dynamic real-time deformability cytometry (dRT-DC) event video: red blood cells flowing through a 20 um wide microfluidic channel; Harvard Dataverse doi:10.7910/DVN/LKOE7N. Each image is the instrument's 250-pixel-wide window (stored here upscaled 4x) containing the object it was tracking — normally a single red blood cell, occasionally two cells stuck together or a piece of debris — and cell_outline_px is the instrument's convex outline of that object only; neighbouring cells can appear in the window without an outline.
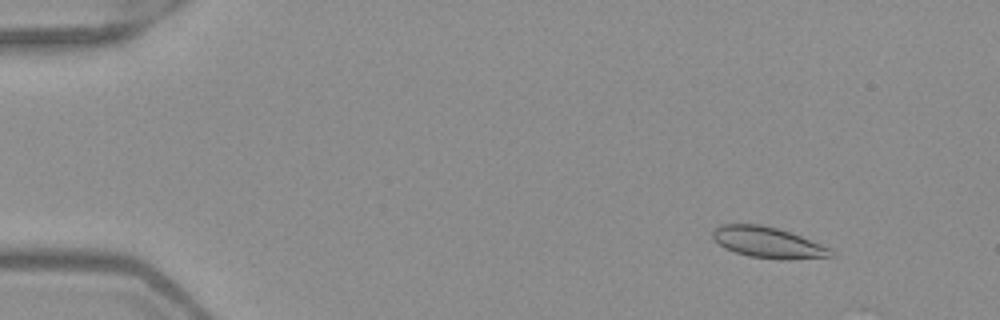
{"species": "Egyptian fruit bat (a non-hibernating species)", "species_latin": "Rousettus aegyptiacus", "temperature_condition": "warm", "stored_images_in_passage": 32, "camera_frame_rate_fps": 3000, "um_per_image_px": 0.085, "frame": {"image": 1, "passage_image": 5, "time_ms": 1.333, "image_size_px": [1000, 320], "cell_outline_px": [[836, 256], [788, 260], [784, 260], [748, 256], [724, 248], [712, 236], [712, 232], [720, 224], [760, 224], [776, 228], [800, 236], [832, 248], [836, 252]], "centroid_in_image_um": [65.33, 20.62], "position_along_channel_um": 19.7, "area_um2": 21.33}}
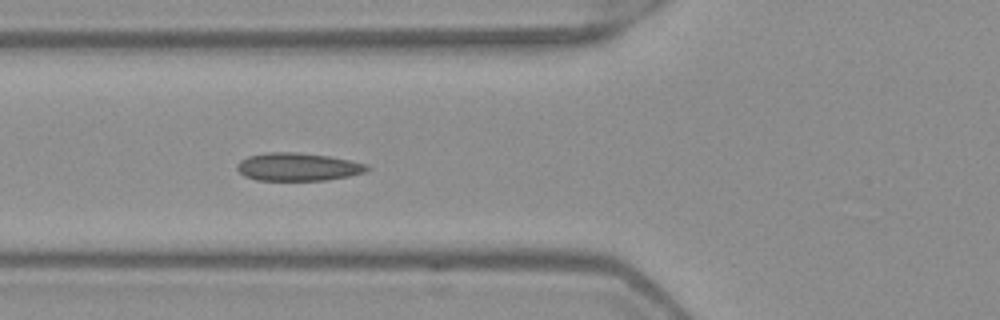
{"frame": {"image": 2, "passage_image": 19, "time_ms": 6.0, "image_size_px": [1000, 320], "cell_outline_px": [[372, 168], [364, 172], [348, 176], [324, 180], [256, 180], [244, 176], [236, 168], [236, 164], [240, 160], [248, 156], [268, 152], [300, 152], [328, 156], [368, 164]], "centroid_in_image_um": [25.3, 14.18], "position_along_channel_um": 100.5, "area_um2": 21.21}}
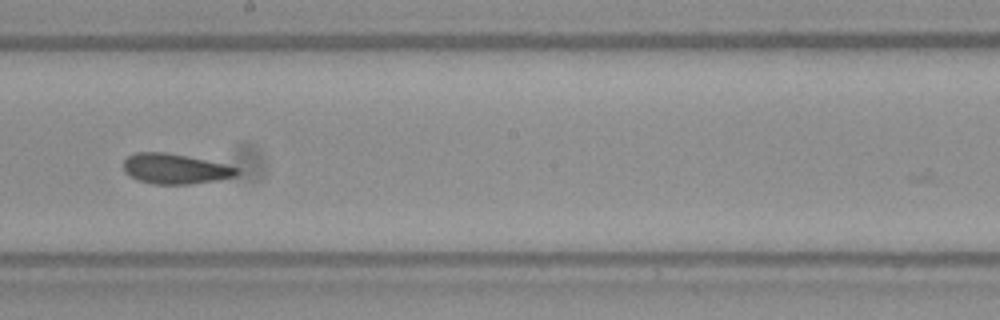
{"frame": {"image": 3, "passage_image": 29, "time_ms": 9.333, "image_size_px": [1000, 320], "cell_outline_px": [[240, 172], [236, 176], [216, 180], [188, 184], [152, 184], [136, 180], [128, 176], [124, 172], [124, 160], [128, 156], [136, 152], [168, 152], [188, 156], [224, 164], [240, 168]], "centroid_in_image_um": [14.86, 14.35], "position_along_channel_um": 233.3, "area_um2": 20.11}}